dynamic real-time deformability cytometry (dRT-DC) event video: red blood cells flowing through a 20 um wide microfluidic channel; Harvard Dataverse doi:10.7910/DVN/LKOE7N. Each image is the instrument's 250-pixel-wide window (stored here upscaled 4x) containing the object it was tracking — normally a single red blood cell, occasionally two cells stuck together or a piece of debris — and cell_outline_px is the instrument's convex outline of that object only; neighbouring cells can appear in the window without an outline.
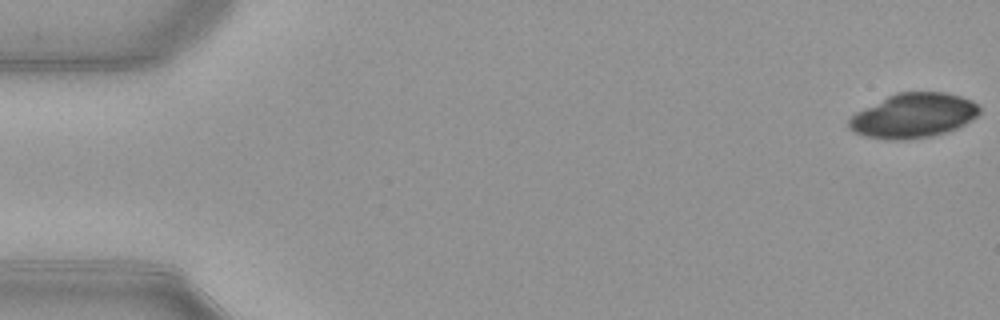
{"species": "common noctule bat (a hibernating species)", "species_latin": "Nyctalus noctula", "temperature_condition": "warm", "stored_images_in_passage": 15, "camera_frame_rate_fps": 3000, "um_per_image_px": 0.085, "animal": {"sex": "female", "body_mass_g": 21.9}, "frame": {"image": 1, "passage_image": 1, "time_ms": 0.0, "image_size_px": [1000, 320], "cell_outline_px": [[980, 112], [972, 120], [956, 128], [932, 136], [896, 140], [864, 136], [848, 128], [848, 120], [856, 112], [896, 92], [948, 92], [972, 100], [980, 108]], "centroid_in_image_um": [77.65, 9.81], "position_along_channel_um": 7.4, "area_um2": 33.58}}